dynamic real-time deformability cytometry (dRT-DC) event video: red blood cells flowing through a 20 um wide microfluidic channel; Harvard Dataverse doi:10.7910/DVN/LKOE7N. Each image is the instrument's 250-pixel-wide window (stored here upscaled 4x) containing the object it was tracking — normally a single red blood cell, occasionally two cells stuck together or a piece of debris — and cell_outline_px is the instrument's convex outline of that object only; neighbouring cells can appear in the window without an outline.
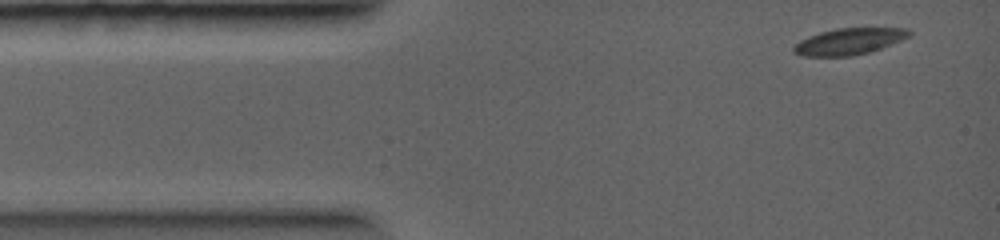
{"species": "common noctule bat (a hibernating species)", "species_latin": "Nyctalus noctula", "temperature_condition": "warm", "stored_images_in_passage": 3, "camera_frame_rate_fps": 5000, "um_per_image_px": 0.085, "animal": {"sex": "female", "body_mass_g": 19.0, "forearm_length_mm": 56.7}, "frame": {"image": 1, "passage_image": 1, "time_ms": 0.0, "image_size_px": [1000, 240], "cell_outline_px": [[912, 36], [880, 48], [868, 52], [852, 56], [804, 56], [792, 52], [792, 48], [800, 40], [808, 36], [820, 32], [836, 28], [908, 28], [912, 32]], "centroid_in_image_um": [72.17, 3.51], "position_along_channel_um": 12.8, "area_um2": 17.8}}